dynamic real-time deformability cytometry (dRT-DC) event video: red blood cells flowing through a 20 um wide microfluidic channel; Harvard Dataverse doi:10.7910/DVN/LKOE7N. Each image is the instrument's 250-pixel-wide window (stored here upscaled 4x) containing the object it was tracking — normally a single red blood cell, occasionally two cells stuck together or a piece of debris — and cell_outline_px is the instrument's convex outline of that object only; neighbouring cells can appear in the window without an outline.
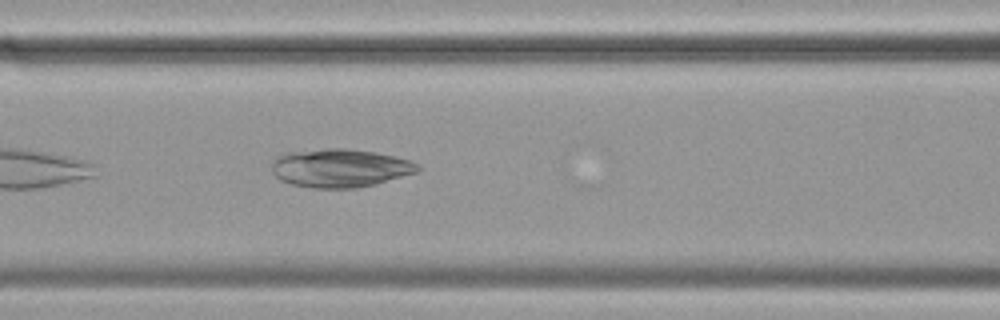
{"species": "common noctule bat (a hibernating species)", "species_latin": "Nyctalus noctula", "temperature_condition": "cold", "stored_images_in_passage": 25, "camera_frame_rate_fps": 3000, "um_per_image_px": 0.085, "animal": {"sex": "female", "body_mass_g": 19.9}, "frame": {"image": 1, "passage_image": 8, "time_ms": 2.333, "image_size_px": [1000, 320], "cell_outline_px": [[420, 172], [376, 184], [356, 188], [312, 188], [292, 184], [280, 180], [272, 172], [272, 160], [276, 156], [284, 152], [328, 148], [348, 148], [376, 152], [408, 160], [416, 164], [420, 168]], "centroid_in_image_um": [28.87, 14.28], "position_along_channel_um": 137.7, "area_um2": 32.95}}